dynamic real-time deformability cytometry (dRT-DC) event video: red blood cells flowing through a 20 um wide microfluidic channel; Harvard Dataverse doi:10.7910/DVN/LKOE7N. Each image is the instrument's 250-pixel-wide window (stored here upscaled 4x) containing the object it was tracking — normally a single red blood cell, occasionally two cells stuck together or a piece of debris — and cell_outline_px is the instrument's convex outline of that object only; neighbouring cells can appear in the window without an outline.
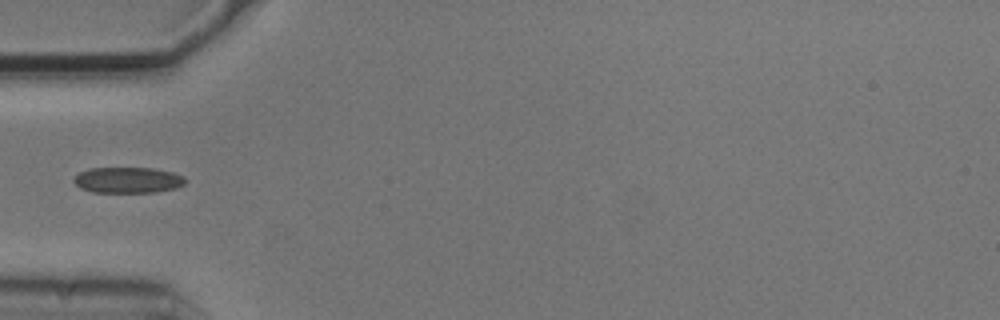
{"species": "common noctule bat (a hibernating species)", "species_latin": "Nyctalus noctula", "temperature_condition": "cold", "stored_images_in_passage": 1, "camera_frame_rate_fps": 3000, "um_per_image_px": 0.085, "animal": {"sex": "male", "body_mass_g": 20.5, "forearm_length_mm": 52.5}, "frame": {"image": 1, "passage_image": 1, "time_ms": 0.0, "image_size_px": [1000, 320], "cell_outline_px": [[188, 180], [184, 184], [176, 188], [156, 192], [92, 192], [80, 188], [72, 180], [80, 172], [88, 168], [152, 168], [172, 172], [184, 176]], "centroid_in_image_um": [10.88, 15.3], "position_along_channel_um": 74.1, "area_um2": 16.88}}